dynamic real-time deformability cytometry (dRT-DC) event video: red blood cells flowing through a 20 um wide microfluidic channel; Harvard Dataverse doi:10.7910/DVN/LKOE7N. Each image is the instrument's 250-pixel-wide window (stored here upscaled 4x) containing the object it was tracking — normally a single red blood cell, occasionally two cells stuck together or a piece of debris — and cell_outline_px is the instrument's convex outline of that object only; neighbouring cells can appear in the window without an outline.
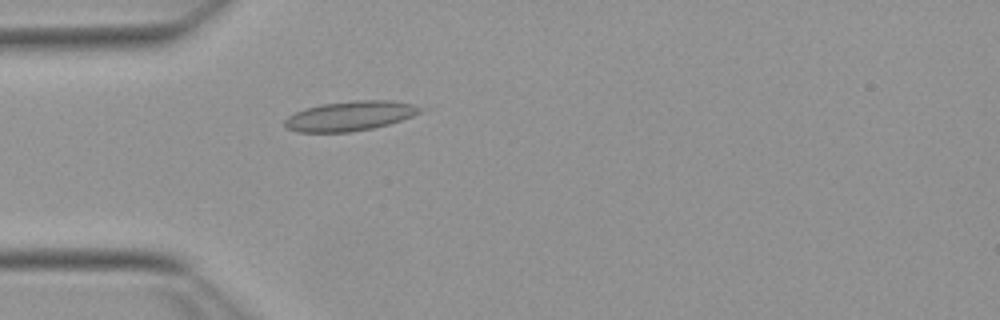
{"species": "Egyptian fruit bat (a non-hibernating species)", "species_latin": "Rousettus aegyptiacus", "temperature_condition": "warm", "stored_images_in_passage": 21, "camera_frame_rate_fps": 3000, "um_per_image_px": 0.085, "animal": {"sex": "female"}, "frame": {"image": 1, "passage_image": 15, "time_ms": 4.667, "image_size_px": [1000, 320], "cell_outline_px": [[420, 112], [412, 116], [388, 124], [372, 128], [352, 132], [296, 132], [284, 128], [284, 120], [288, 116], [296, 112], [320, 104], [356, 100], [392, 100], [412, 104], [420, 108]], "centroid_in_image_um": [29.69, 9.86], "position_along_channel_um": 55.3, "area_um2": 23.29}}
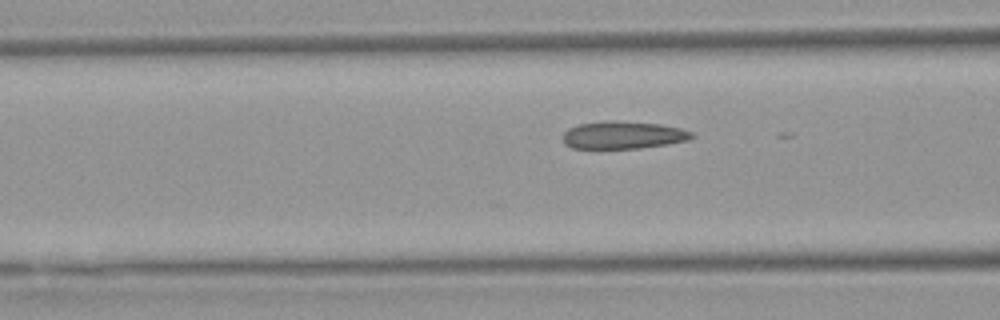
{"frame": {"image": 2, "passage_image": 20, "time_ms": 6.333, "image_size_px": [1000, 320], "cell_outline_px": [[696, 136], [688, 140], [668, 144], [640, 148], [572, 148], [564, 144], [564, 132], [568, 128], [580, 124], [604, 120], [616, 120], [660, 124], [680, 128], [692, 132]], "centroid_in_image_um": [52.98, 11.47], "position_along_channel_um": 113.6, "area_um2": 20.81}}